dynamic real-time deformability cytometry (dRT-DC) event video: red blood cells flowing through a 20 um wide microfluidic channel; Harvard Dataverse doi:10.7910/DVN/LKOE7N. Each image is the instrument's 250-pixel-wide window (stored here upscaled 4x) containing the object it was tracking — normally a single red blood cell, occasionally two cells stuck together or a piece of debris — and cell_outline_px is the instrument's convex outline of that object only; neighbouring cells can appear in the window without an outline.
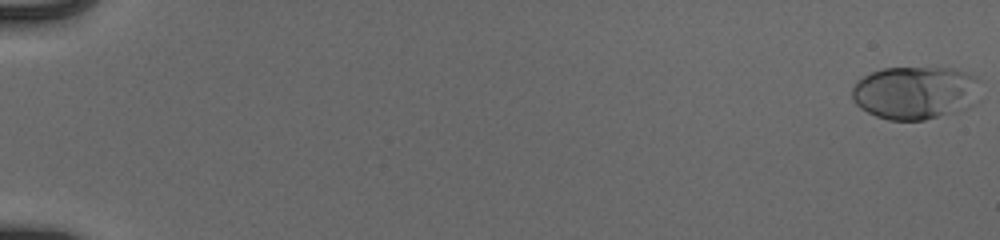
{"species": "human", "species_latin": "Homo sapiens", "temperature_condition": "cold", "stored_images_in_passage": 54, "camera_frame_rate_fps": 3000, "um_per_image_px": 0.085, "donor": {"sex": "male"}, "frame": {"image": 1, "passage_image": 1, "time_ms": 0.0, "image_size_px": [1000, 240], "cell_outline_px": [[980, 100], [976, 104], [968, 108], [924, 120], [888, 120], [876, 116], [860, 108], [852, 100], [852, 88], [856, 80], [872, 72], [884, 68], [936, 64], [956, 68], [976, 76], [980, 80]], "centroid_in_image_um": [77.87, 7.82], "position_along_channel_um": 7.1, "area_um2": 41.44}}
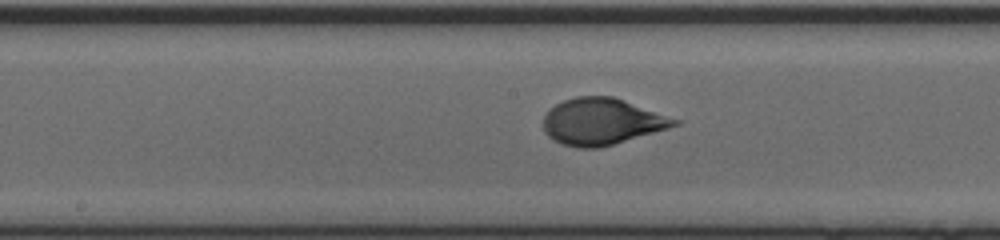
{"frame": {"image": 2, "passage_image": 31, "time_ms": 10.0, "image_size_px": [1000, 240], "cell_outline_px": [[680, 124], [668, 128], [612, 144], [596, 148], [576, 148], [560, 144], [548, 136], [544, 132], [544, 116], [556, 104], [564, 100], [576, 96], [612, 96], [680, 120]], "centroid_in_image_um": [51.12, 10.33], "position_along_channel_um": 197.1, "area_um2": 35.14}}
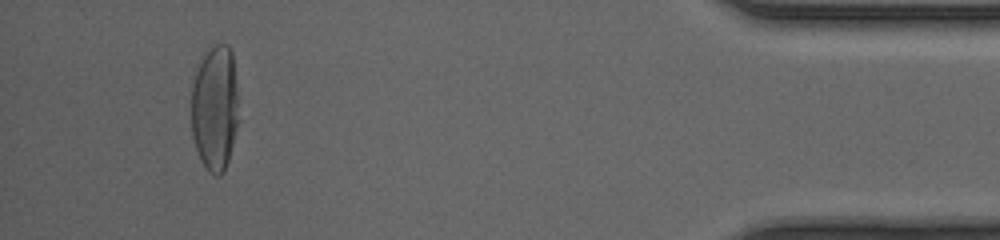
{"frame": {"image": 3, "passage_image": 52, "time_ms": 17.0, "image_size_px": [1000, 240], "cell_outline_px": [[240, 120], [228, 160], [224, 172], [220, 176], [216, 176], [208, 172], [200, 160], [196, 148], [192, 132], [192, 88], [196, 68], [204, 52], [216, 44], [228, 44], [232, 52], [236, 80]], "centroid_in_image_um": [18.29, 9.19], "position_along_channel_um": 416.9, "area_um2": 35.32}}